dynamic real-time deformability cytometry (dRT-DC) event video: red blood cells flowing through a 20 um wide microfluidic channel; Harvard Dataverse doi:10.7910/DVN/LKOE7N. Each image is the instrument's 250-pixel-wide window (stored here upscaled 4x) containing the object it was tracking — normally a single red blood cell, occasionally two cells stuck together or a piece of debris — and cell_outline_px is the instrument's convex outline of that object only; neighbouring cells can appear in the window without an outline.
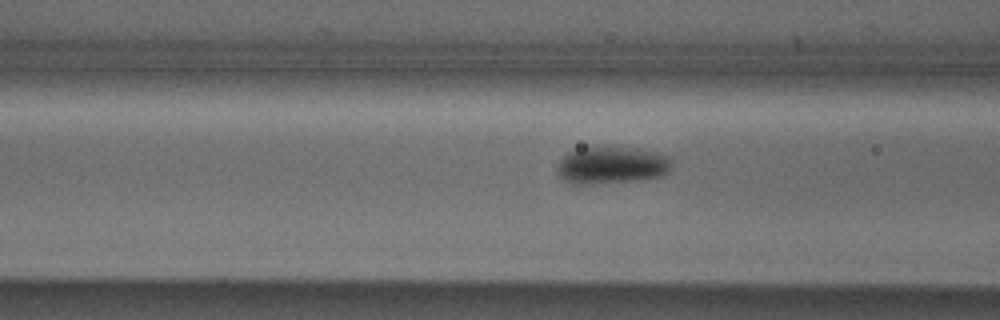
{"species": "Egyptian fruit bat (a non-hibernating species)", "species_latin": "Rousettus aegyptiacus", "temperature_condition": "cold", "stored_images_in_passage": 13, "camera_frame_rate_fps": 3000, "um_per_image_px": 0.085, "animal": {"sex": "male"}, "frame": {"image": 1, "passage_image": 11, "time_ms": 3.333, "image_size_px": [1000, 320], "cell_outline_px": [[672, 160], [668, 172], [660, 176], [632, 180], [576, 184], [564, 180], [560, 176], [556, 168], [556, 164], [568, 152], [576, 148], [588, 144], [612, 144], [640, 148], [672, 156]], "centroid_in_image_um": [51.97, 13.94], "position_along_channel_um": 114.6, "area_um2": 25.72}}